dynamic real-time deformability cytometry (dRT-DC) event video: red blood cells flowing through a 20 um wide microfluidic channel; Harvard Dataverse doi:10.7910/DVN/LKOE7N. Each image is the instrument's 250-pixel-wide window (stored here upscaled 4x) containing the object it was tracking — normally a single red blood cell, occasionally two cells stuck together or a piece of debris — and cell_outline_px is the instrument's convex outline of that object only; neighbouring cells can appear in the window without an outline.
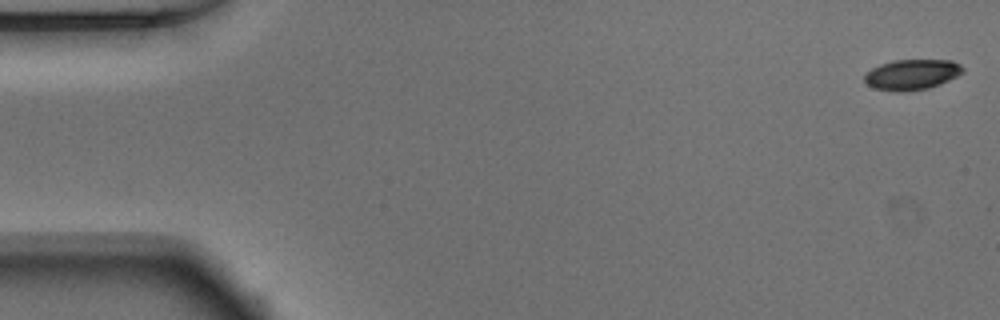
{"species": "Egyptian fruit bat (a non-hibernating species)", "species_latin": "Rousettus aegyptiacus", "temperature_condition": "warm", "stored_images_in_passage": 52, "camera_frame_rate_fps": 3000, "um_per_image_px": 0.085, "animal": {"sex": "male"}, "frame": {"image": 1, "passage_image": 1, "time_ms": 0.0, "image_size_px": [1000, 320], "cell_outline_px": [[964, 72], [940, 84], [928, 88], [876, 88], [868, 84], [864, 80], [864, 76], [872, 68], [880, 64], [892, 60], [952, 60], [960, 64], [964, 68]], "centroid_in_image_um": [77.57, 6.26], "position_along_channel_um": 7.4, "area_um2": 16.53}}
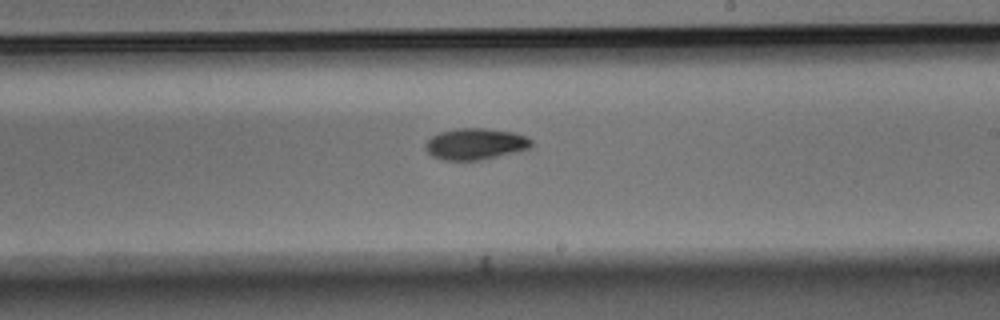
{"frame": {"image": 2, "passage_image": 30, "time_ms": 9.667, "image_size_px": [1000, 320], "cell_outline_px": [[532, 144], [528, 148], [480, 160], [444, 160], [432, 156], [424, 148], [424, 144], [432, 136], [440, 132], [456, 128], [484, 128], [512, 132], [528, 136], [532, 140]], "centroid_in_image_um": [40.37, 12.22], "position_along_channel_um": 248.6, "area_um2": 19.19}}
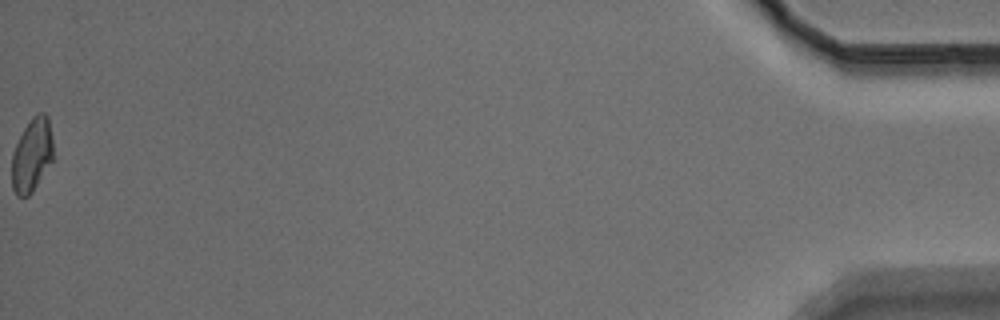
{"frame": {"image": 3, "passage_image": 52, "time_ms": 17.0, "image_size_px": [1000, 320], "cell_outline_px": [[52, 160], [32, 192], [28, 196], [16, 196], [12, 188], [12, 152], [24, 128], [32, 116], [36, 112], [44, 112], [48, 116], [52, 136]], "centroid_in_image_um": [2.7, 13.15], "position_along_channel_um": 432.5, "area_um2": 17.69}, "authors_computed_cell_mechanics": {"area_um2": 18.3515, "velocity_mm_per_s": 3.8987, "shape_relaxation_time_tau1_ms": 3.4104, "shape_relaxation_time_tau2_ms": null, "deformation_change_tau1": 0.1111, "deformation_change_tau2": null}}